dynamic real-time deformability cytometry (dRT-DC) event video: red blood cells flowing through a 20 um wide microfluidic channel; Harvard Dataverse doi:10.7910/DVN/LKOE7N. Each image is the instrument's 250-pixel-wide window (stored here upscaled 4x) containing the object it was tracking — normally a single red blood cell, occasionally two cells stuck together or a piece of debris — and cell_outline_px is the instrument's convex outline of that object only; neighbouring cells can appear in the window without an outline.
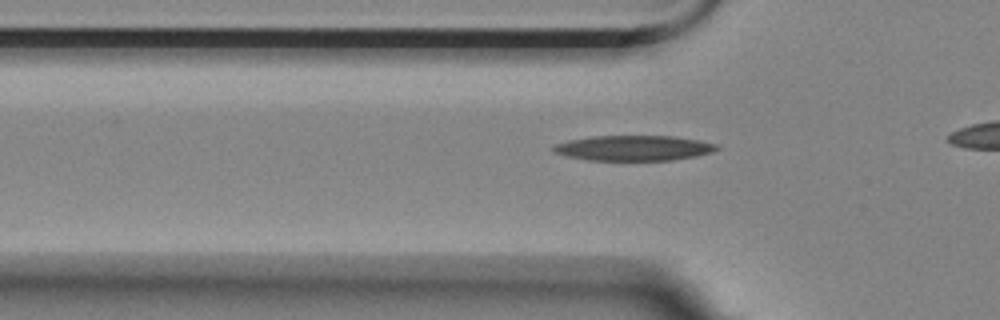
{"species": "Egyptian fruit bat (a non-hibernating species)", "species_latin": "Rousettus aegyptiacus", "temperature_condition": "room temperature", "stored_images_in_passage": 16, "camera_frame_rate_fps": 3000, "um_per_image_px": 0.085, "animal": {"sex": "female"}, "frame": {"image": 1, "passage_image": 6, "time_ms": 1.667, "image_size_px": [1000, 320], "cell_outline_px": [[720, 148], [712, 152], [696, 156], [672, 160], [588, 160], [568, 156], [552, 152], [552, 148], [556, 144], [568, 140], [592, 136], [676, 136], [700, 140], [716, 144]], "centroid_in_image_um": [53.88, 12.58], "position_along_channel_um": 71.9, "area_um2": 24.04}}
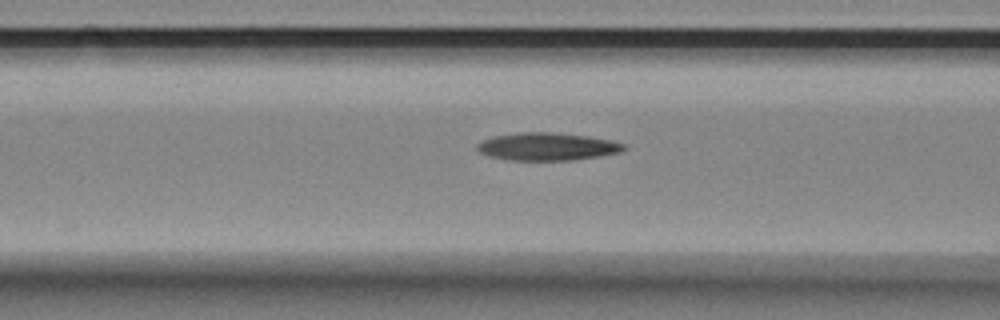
{"frame": {"image": 2, "passage_image": 10, "time_ms": 3.0, "image_size_px": [1000, 320], "cell_outline_px": [[628, 148], [620, 152], [600, 156], [572, 160], [508, 160], [492, 156], [480, 152], [476, 148], [476, 144], [484, 140], [496, 136], [520, 132], [552, 132], [588, 136], [612, 140], [624, 144]], "centroid_in_image_um": [46.56, 12.46], "position_along_channel_um": 120.0, "area_um2": 23.58}}
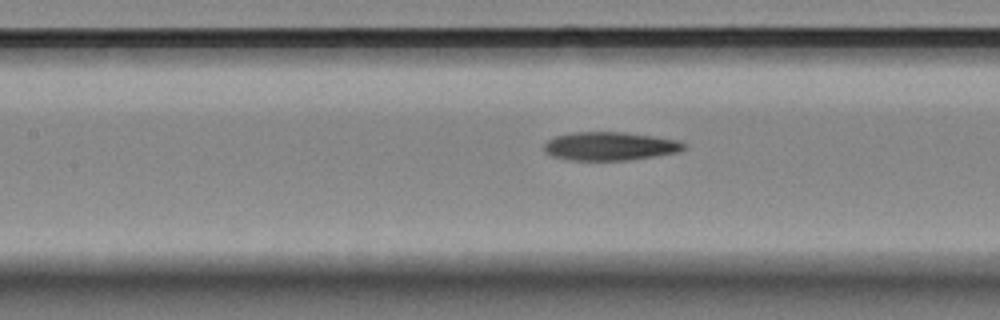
{"frame": {"image": 3, "passage_image": 13, "time_ms": 4.0, "image_size_px": [1000, 320], "cell_outline_px": [[688, 148], [680, 152], [656, 156], [628, 160], [568, 160], [552, 156], [544, 152], [544, 144], [548, 140], [556, 136], [572, 132], [624, 132], [680, 140], [688, 144]], "centroid_in_image_um": [51.9, 12.43], "position_along_channel_um": 155.5, "area_um2": 23.47}}